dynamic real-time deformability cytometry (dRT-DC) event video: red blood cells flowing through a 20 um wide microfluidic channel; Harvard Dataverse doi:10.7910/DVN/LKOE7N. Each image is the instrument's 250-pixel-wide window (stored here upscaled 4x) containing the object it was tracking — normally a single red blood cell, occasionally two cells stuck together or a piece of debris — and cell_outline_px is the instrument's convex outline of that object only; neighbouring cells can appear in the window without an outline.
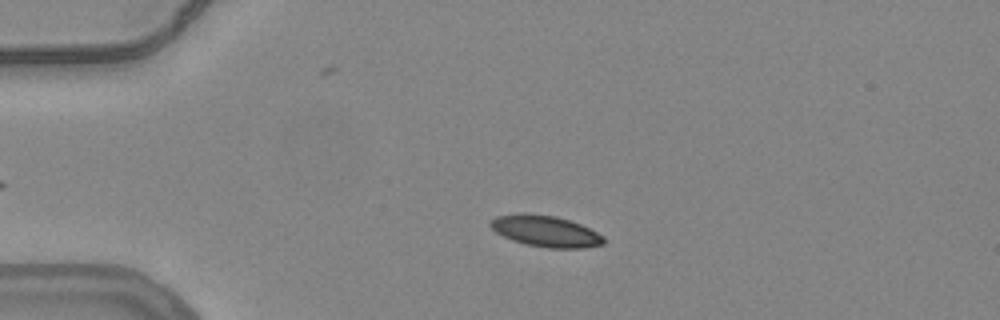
{"species": "common noctule bat (a hibernating species)", "species_latin": "Nyctalus noctula", "temperature_condition": "warm", "stored_images_in_passage": 49, "camera_frame_rate_fps": 3000, "um_per_image_px": 0.085, "animal": {"sex": "female", "body_mass_g": 24.6, "forearm_length_mm": 56.2}, "frame": {"image": 1, "passage_image": 13, "time_ms": 4.0, "image_size_px": [1000, 320], "cell_outline_px": [[604, 244], [580, 248], [548, 248], [524, 244], [512, 240], [496, 232], [488, 224], [496, 216], [556, 216], [580, 224], [604, 236]], "centroid_in_image_um": [46.43, 19.7], "position_along_channel_um": 38.6, "area_um2": 19.71}}
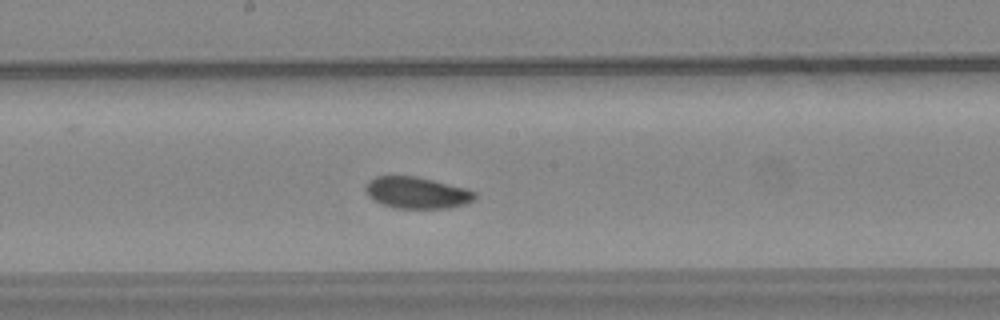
{"frame": {"image": 2, "passage_image": 30, "time_ms": 9.667, "image_size_px": [1000, 320], "cell_outline_px": [[476, 196], [472, 200], [464, 204], [448, 208], [396, 208], [380, 204], [368, 196], [364, 192], [364, 188], [368, 180], [376, 176], [416, 176], [468, 188], [476, 192]], "centroid_in_image_um": [35.4, 16.37], "position_along_channel_um": 212.8, "area_um2": 20.29}}
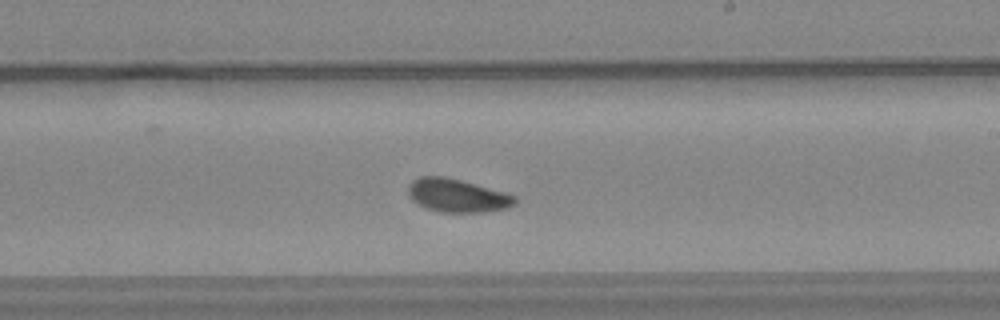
{"frame": {"image": 3, "passage_image": 33, "time_ms": 10.667, "image_size_px": [1000, 320], "cell_outline_px": [[516, 204], [508, 208], [484, 212], [440, 212], [428, 208], [412, 200], [408, 192], [408, 184], [412, 180], [420, 176], [444, 176], [460, 180], [504, 192], [516, 196]], "centroid_in_image_um": [38.87, 16.62], "position_along_channel_um": 250.1, "area_um2": 20.58}, "authors_computed_cell_mechanics": {"area_um2": 19.9988, "velocity_mm_per_s": 3.7504, "shape_relaxation_time_tau1_ms": 3.5485, "shape_relaxation_time_tau2_ms": 3.5216, "deformation_change_tau1": 0.083, "deformation_change_tau2": 0.0888}}